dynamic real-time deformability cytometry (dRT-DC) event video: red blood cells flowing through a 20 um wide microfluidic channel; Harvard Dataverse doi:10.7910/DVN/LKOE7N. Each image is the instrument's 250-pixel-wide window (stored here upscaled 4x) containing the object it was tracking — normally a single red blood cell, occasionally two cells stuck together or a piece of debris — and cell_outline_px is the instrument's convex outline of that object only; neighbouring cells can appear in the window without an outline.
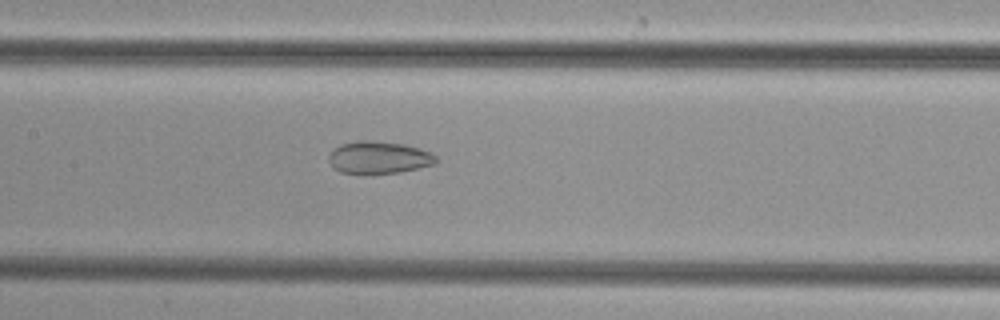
{"species": "common noctule bat (a hibernating species)", "species_latin": "Nyctalus noctula", "temperature_condition": "cold", "stored_images_in_passage": 48, "camera_frame_rate_fps": 3000, "um_per_image_px": 0.085, "animal": {"sex": "female", "body_mass_g": 29.2, "forearm_length_mm": 56.3}, "frame": {"image": 1, "passage_image": 22, "time_ms": 7.0, "image_size_px": [1000, 320], "cell_outline_px": [[436, 160], [432, 164], [400, 172], [340, 172], [328, 160], [328, 156], [332, 148], [340, 144], [356, 140], [372, 140], [404, 144], [420, 148], [436, 156]], "centroid_in_image_um": [32.15, 13.34], "position_along_channel_um": 175.3, "area_um2": 19.77}}
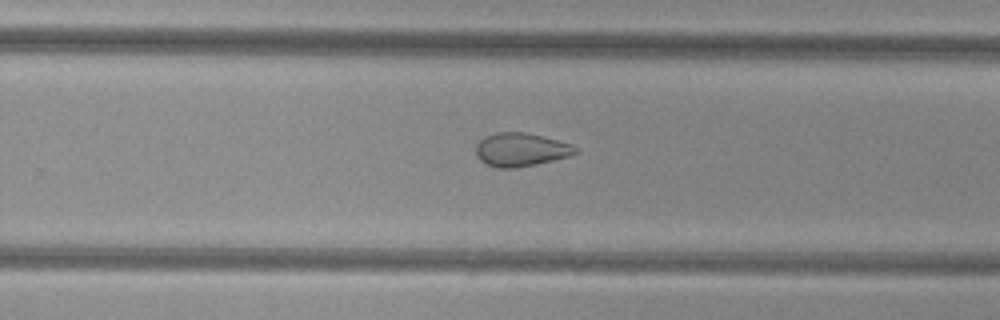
{"frame": {"image": 2, "passage_image": 30, "time_ms": 9.667, "image_size_px": [1000, 320], "cell_outline_px": [[580, 152], [568, 156], [536, 164], [516, 168], [496, 168], [480, 160], [476, 156], [476, 144], [484, 136], [496, 132], [528, 132], [572, 144], [580, 148]], "centroid_in_image_um": [44.28, 12.71], "position_along_channel_um": 285.5, "area_um2": 19.59}}
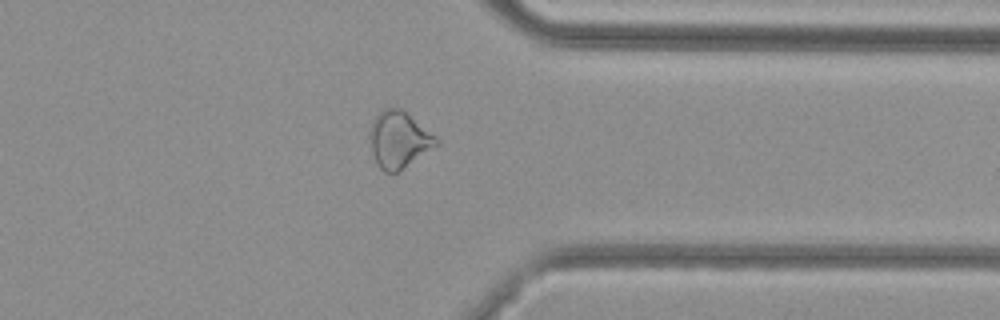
{"frame": {"image": 3, "passage_image": 37, "time_ms": 12.0, "image_size_px": [1000, 320], "cell_outline_px": [[440, 144], [396, 172], [384, 172], [380, 168], [372, 152], [368, 136], [368, 132], [372, 120], [384, 108], [400, 108], [436, 136], [440, 140]], "centroid_in_image_um": [33.89, 11.86], "position_along_channel_um": 377.5, "area_um2": 21.73}}